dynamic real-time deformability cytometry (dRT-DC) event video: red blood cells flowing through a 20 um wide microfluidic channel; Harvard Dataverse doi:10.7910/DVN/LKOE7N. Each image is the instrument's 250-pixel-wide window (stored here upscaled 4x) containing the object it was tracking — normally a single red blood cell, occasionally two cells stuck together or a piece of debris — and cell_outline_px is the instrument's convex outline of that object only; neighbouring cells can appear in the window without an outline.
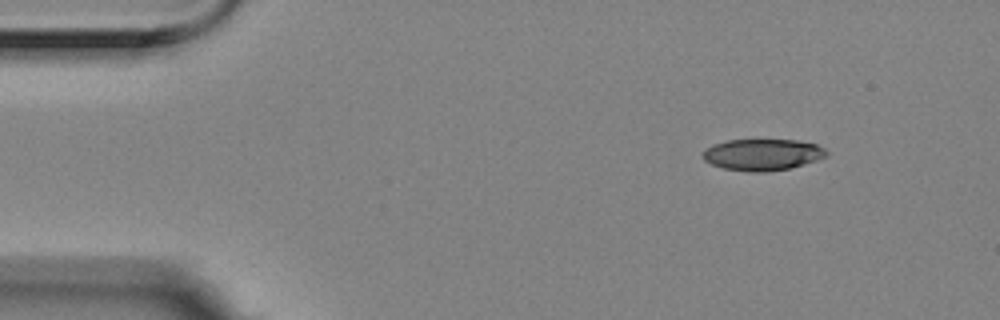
{"species": "Egyptian fruit bat (a non-hibernating species)", "species_latin": "Rousettus aegyptiacus", "temperature_condition": "room temperature", "stored_images_in_passage": 3, "camera_frame_rate_fps": 3000, "um_per_image_px": 0.085, "animal": {"sex": "female"}, "frame": {"image": 1, "passage_image": 1, "time_ms": 0.0, "image_size_px": [1000, 320], "cell_outline_px": [[828, 156], [792, 168], [764, 172], [748, 172], [724, 168], [712, 164], [704, 160], [700, 156], [704, 148], [712, 144], [724, 140], [796, 140], [816, 144], [824, 148], [828, 152]], "centroid_in_image_um": [64.77, 13.14], "position_along_channel_um": 20.2, "area_um2": 22.95}}